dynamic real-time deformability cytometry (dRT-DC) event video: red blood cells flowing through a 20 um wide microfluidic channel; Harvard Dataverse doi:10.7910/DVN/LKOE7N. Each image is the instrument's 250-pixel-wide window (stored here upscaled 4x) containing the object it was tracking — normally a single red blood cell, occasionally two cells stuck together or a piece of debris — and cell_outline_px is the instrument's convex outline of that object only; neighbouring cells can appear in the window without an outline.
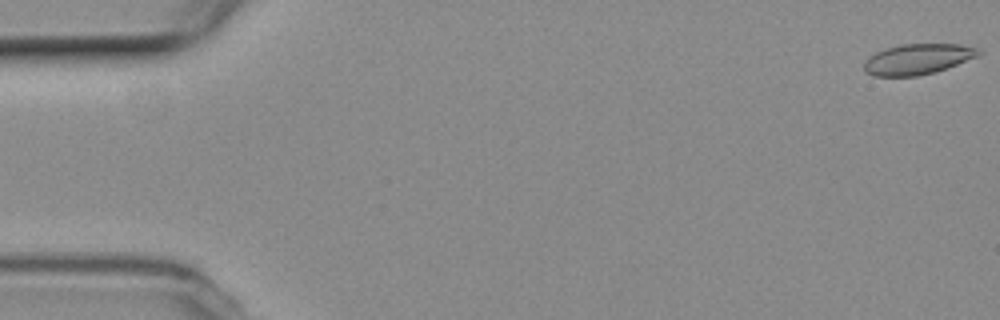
{"species": "common noctule bat (a hibernating species)", "species_latin": "Nyctalus noctula", "temperature_condition": "room temperature", "stored_images_in_passage": 15, "camera_frame_rate_fps": 3000, "um_per_image_px": 0.085, "animal": {"sex": "female", "body_mass_g": 19.3, "forearm_length_mm": 54.1}, "frame": {"image": 1, "passage_image": 1, "time_ms": 0.0, "image_size_px": [1000, 320], "cell_outline_px": [[980, 52], [976, 56], [936, 72], [916, 76], [872, 76], [864, 72], [864, 60], [868, 56], [876, 52], [900, 44], [960, 44], [980, 48]], "centroid_in_image_um": [77.95, 5.03], "position_along_channel_um": 7.1, "area_um2": 20.35}}
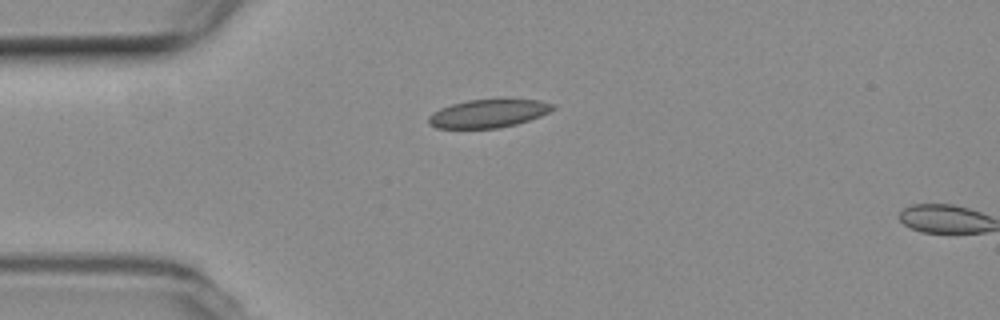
{"frame": {"image": 2, "passage_image": 14, "time_ms": 4.333, "image_size_px": [1000, 320], "cell_outline_px": [[556, 108], [540, 116], [516, 124], [500, 128], [436, 128], [428, 124], [428, 116], [432, 112], [440, 108], [452, 104], [468, 100], [500, 96], [508, 96], [540, 100], [556, 104]], "centroid_in_image_um": [41.56, 9.58], "position_along_channel_um": 43.4, "area_um2": 21.5}}